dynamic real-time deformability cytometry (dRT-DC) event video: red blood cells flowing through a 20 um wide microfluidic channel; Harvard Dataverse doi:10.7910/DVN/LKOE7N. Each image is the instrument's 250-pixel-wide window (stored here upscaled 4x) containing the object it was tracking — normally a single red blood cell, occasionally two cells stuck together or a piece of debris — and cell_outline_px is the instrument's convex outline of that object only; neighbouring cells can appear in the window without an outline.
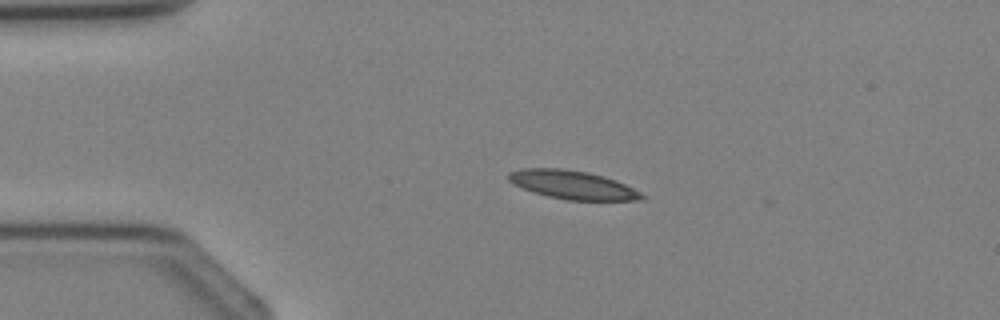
{"species": "Egyptian fruit bat (a non-hibernating species)", "species_latin": "Rousettus aegyptiacus", "temperature_condition": "cold", "stored_images_in_passage": 3, "camera_frame_rate_fps": 3000, "um_per_image_px": 0.085, "animal": {"sex": "female"}, "frame": {"image": 1, "passage_image": 2, "time_ms": 1.333, "image_size_px": [1000, 320], "cell_outline_px": [[644, 196], [640, 200], [568, 200], [548, 196], [512, 184], [508, 180], [508, 172], [520, 168], [564, 168], [588, 172], [604, 176], [616, 180], [640, 192]], "centroid_in_image_um": [48.63, 15.69], "position_along_channel_um": 36.4, "area_um2": 22.02}}